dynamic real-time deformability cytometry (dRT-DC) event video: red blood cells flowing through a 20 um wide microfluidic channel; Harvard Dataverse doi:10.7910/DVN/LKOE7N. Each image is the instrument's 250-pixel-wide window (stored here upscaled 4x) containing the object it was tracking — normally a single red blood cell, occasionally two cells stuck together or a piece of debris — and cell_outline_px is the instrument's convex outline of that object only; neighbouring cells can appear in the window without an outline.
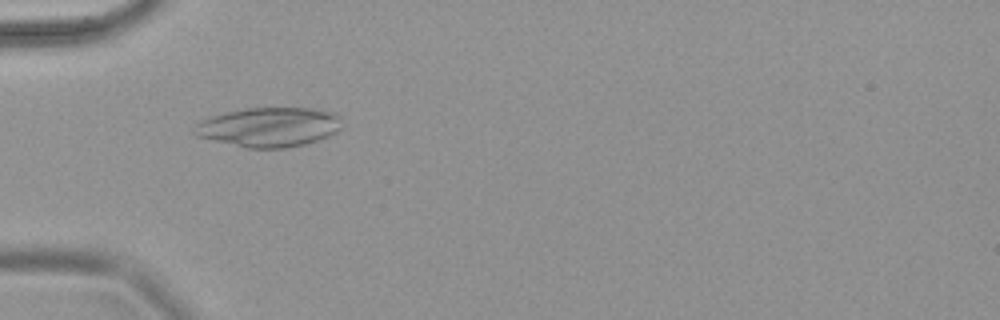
{"species": "common noctule bat (a hibernating species)", "species_latin": "Nyctalus noctula", "temperature_condition": "warm", "stored_images_in_passage": 69, "camera_frame_rate_fps": 3000, "um_per_image_px": 0.085, "animal": {"sex": "female", "body_mass_g": 18.4}, "frame": {"image": 1, "passage_image": 24, "time_ms": 7.667, "image_size_px": [1000, 320], "cell_outline_px": [[340, 128], [336, 132], [328, 136], [304, 144], [284, 148], [248, 148], [196, 136], [192, 132], [196, 124], [200, 120], [212, 116], [228, 112], [248, 108], [312, 108], [336, 112], [340, 116]], "centroid_in_image_um": [22.87, 10.79], "position_along_channel_um": 62.1, "area_um2": 33.76}}
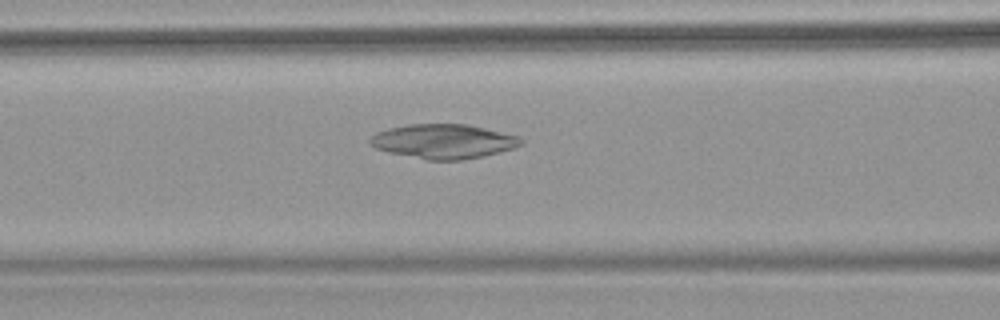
{"frame": {"image": 2, "passage_image": 31, "time_ms": 10.0, "image_size_px": [1000, 320], "cell_outline_px": [[524, 144], [516, 148], [480, 156], [460, 160], [428, 160], [388, 152], [376, 148], [368, 144], [368, 140], [376, 132], [388, 128], [408, 124], [468, 124], [516, 136], [524, 140]], "centroid_in_image_um": [37.66, 12.01], "position_along_channel_um": 128.9, "area_um2": 30.17}}
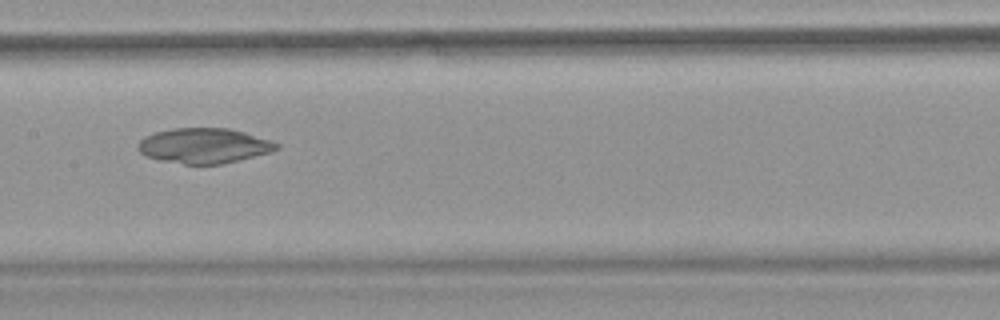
{"frame": {"image": 3, "passage_image": 37, "time_ms": 12.0, "image_size_px": [1000, 320], "cell_outline_px": [[280, 148], [268, 152], [220, 164], [184, 164], [160, 160], [148, 156], [140, 152], [136, 148], [136, 144], [144, 136], [156, 132], [172, 128], [228, 128], [244, 132], [272, 140], [280, 144]], "centroid_in_image_um": [17.31, 12.37], "position_along_channel_um": 190.1, "area_um2": 28.21}}